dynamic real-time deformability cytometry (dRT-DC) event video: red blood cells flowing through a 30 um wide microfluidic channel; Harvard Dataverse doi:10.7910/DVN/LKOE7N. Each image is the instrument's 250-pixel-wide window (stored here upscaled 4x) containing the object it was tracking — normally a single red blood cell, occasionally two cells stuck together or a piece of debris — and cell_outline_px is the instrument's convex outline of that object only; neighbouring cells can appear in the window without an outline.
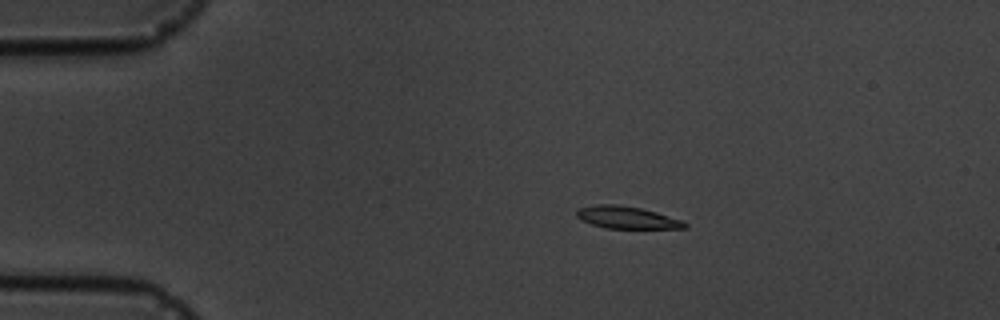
{"species": "common noctule bat (a hibernating species)", "species_latin": "Nyctalus noctula", "temperature_condition": "cold", "stored_images_in_passage": 3, "camera_frame_rate_fps": 3000, "um_per_image_px": 0.085, "animal": {"sex": "male", "body_mass_g": 19.5, "forearm_length_mm": 54.6}, "frame": {"image": 1, "passage_image": 2, "time_ms": 1.0, "image_size_px": [1000, 320], "cell_outline_px": [[688, 228], [608, 228], [592, 224], [580, 220], [576, 216], [576, 212], [580, 208], [596, 204], [616, 204], [640, 208], [656, 212], [680, 220], [688, 224]], "centroid_in_image_um": [53.26, 18.48], "position_along_channel_um": 31.7, "area_um2": 13.81}}